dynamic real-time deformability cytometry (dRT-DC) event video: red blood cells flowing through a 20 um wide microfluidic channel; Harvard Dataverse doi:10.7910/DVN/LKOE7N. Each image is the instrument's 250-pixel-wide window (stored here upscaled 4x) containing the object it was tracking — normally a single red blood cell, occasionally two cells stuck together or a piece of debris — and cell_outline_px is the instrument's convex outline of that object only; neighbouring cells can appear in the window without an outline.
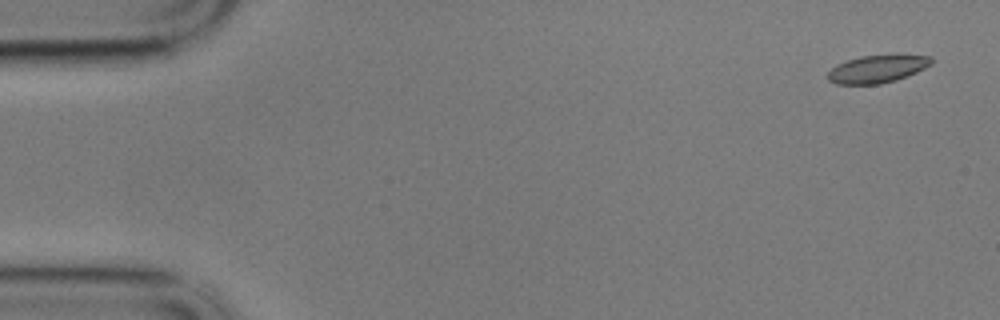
{"species": "common noctule bat (a hibernating species)", "species_latin": "Nyctalus noctula", "temperature_condition": "cold", "stored_images_in_passage": 59, "camera_frame_rate_fps": 3000, "um_per_image_px": 0.085, "animal": {"sex": "male", "body_mass_g": 17.9}, "frame": {"image": 1, "passage_image": 3, "time_ms": 0.667, "image_size_px": [1000, 320], "cell_outline_px": [[932, 64], [908, 76], [896, 80], [880, 84], [836, 84], [828, 80], [828, 72], [836, 64], [860, 56], [896, 52], [900, 52], [932, 56]], "centroid_in_image_um": [74.64, 5.81], "position_along_channel_um": 10.4, "area_um2": 17.46}}
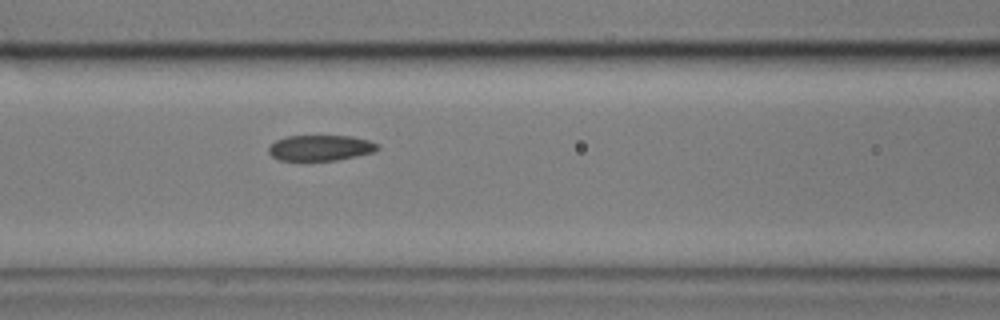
{"frame": {"image": 2, "passage_image": 25, "time_ms": 8.0, "image_size_px": [1000, 320], "cell_outline_px": [[380, 148], [376, 152], [336, 160], [280, 160], [272, 156], [268, 152], [268, 148], [276, 140], [288, 136], [352, 136], [368, 140], [380, 144]], "centroid_in_image_um": [27.29, 12.56], "position_along_channel_um": 139.3, "area_um2": 16.3}}
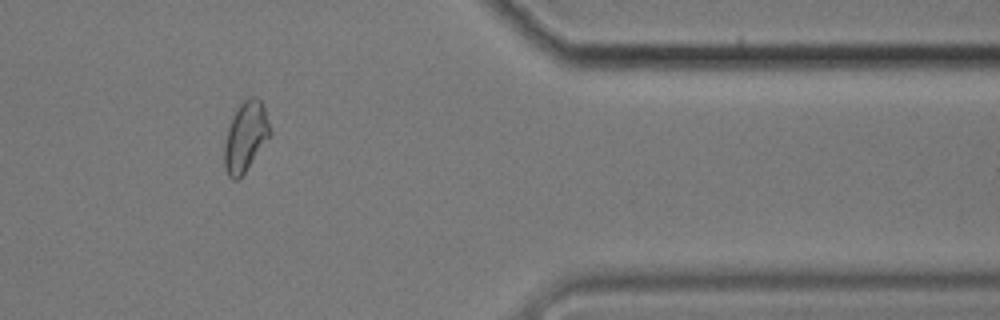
{"frame": {"image": 3, "passage_image": 49, "time_ms": 16.0, "image_size_px": [1000, 320], "cell_outline_px": [[272, 136], [240, 180], [232, 180], [228, 176], [224, 168], [224, 144], [228, 128], [232, 116], [240, 104], [248, 96], [256, 96], [260, 100], [264, 108], [272, 132]], "centroid_in_image_um": [20.89, 11.66], "position_along_channel_um": 390.5, "area_um2": 19.13}, "authors_computed_cell_mechanics": {"area_um2": 17.4556, "velocity_mm_per_s": 3.4212, "shape_relaxation_time_tau1_ms": 8.4613, "shape_relaxation_time_tau2_ms": 2.8192, "deformation_change_tau1": 0.1636, "deformation_change_tau2": 0.0712}}